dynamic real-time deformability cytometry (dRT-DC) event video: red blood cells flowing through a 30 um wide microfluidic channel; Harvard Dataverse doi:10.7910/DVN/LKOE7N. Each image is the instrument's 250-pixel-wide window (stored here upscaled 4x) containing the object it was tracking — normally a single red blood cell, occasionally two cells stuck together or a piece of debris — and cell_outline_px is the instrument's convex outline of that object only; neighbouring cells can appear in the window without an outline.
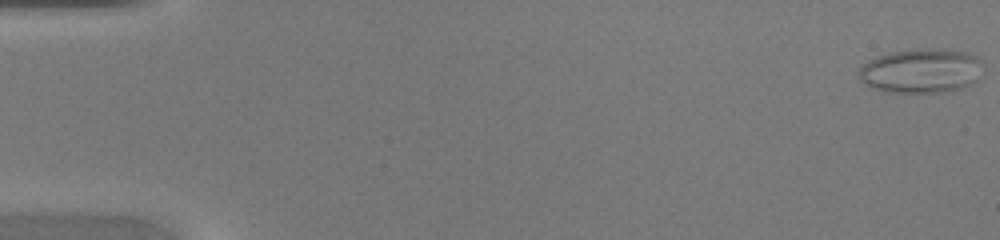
{"species": "common noctule bat (a hibernating species)", "species_latin": "Nyctalus noctula", "temperature_condition": "warm", "stored_images_in_passage": 47, "camera_frame_rate_fps": 3000, "um_per_image_px": 0.085, "animal": {"sex": "female", "body_mass_g": 20.0, "forearm_length_mm": 54.0}, "frame": {"image": 1, "passage_image": 1, "time_ms": 0.0, "image_size_px": [1000, 240], "cell_outline_px": [[984, 68], [976, 80], [972, 84], [964, 88], [948, 92], [884, 92], [872, 88], [864, 84], [856, 76], [856, 72], [868, 60], [892, 52], [944, 48], [968, 52], [984, 60]], "centroid_in_image_um": [78.34, 6.04], "position_along_channel_um": 6.7, "area_um2": 32.6}}
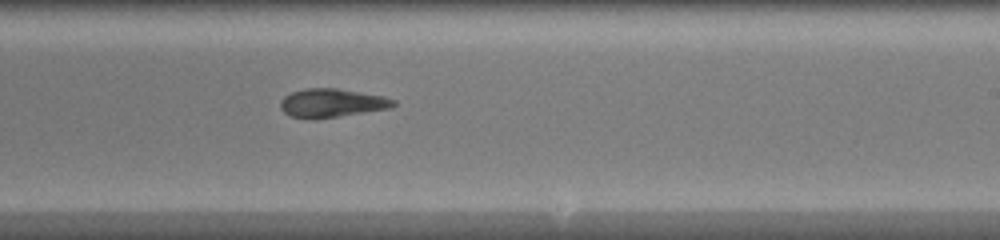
{"frame": {"image": 2, "passage_image": 29, "time_ms": 9.333, "image_size_px": [1000, 240], "cell_outline_px": [[396, 104], [388, 108], [312, 120], [288, 116], [280, 108], [280, 100], [284, 96], [292, 92], [308, 88], [336, 88], [384, 96], [396, 100]], "centroid_in_image_um": [28.15, 8.76], "position_along_channel_um": 260.9, "area_um2": 18.79}}
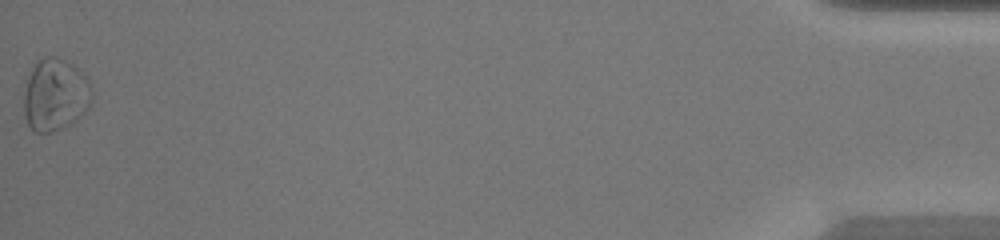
{"frame": {"image": 3, "passage_image": 47, "time_ms": 15.333, "image_size_px": [1000, 240], "cell_outline_px": [[92, 100], [88, 108], [72, 124], [52, 132], [32, 132], [24, 116], [24, 92], [28, 76], [36, 60], [44, 56], [56, 56], [72, 64], [88, 80], [92, 92]], "centroid_in_image_um": [4.67, 8.07], "position_along_channel_um": 430.5, "area_um2": 28.84}}